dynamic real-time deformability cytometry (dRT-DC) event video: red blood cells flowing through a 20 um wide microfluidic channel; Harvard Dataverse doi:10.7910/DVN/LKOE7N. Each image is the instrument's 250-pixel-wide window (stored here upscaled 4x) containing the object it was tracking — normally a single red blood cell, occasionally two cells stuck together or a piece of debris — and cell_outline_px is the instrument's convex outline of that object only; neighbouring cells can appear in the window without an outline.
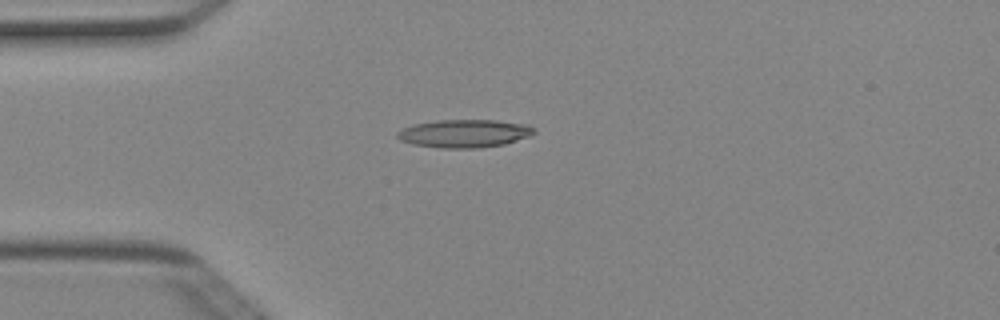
{"species": "Egyptian fruit bat (a non-hibernating species)", "species_latin": "Rousettus aegyptiacus", "temperature_condition": "cold", "stored_images_in_passage": 38, "camera_frame_rate_fps": 3000, "um_per_image_px": 0.085, "animal": {"sex": "female"}, "frame": {"image": 1, "passage_image": 1, "time_ms": 0.0, "image_size_px": [1000, 320], "cell_outline_px": [[536, 132], [528, 136], [504, 144], [480, 148], [440, 148], [416, 144], [400, 140], [396, 136], [396, 132], [412, 124], [436, 120], [496, 120], [528, 124], [536, 128]], "centroid_in_image_um": [39.48, 11.33], "position_along_channel_um": 45.5, "area_um2": 22.37}}
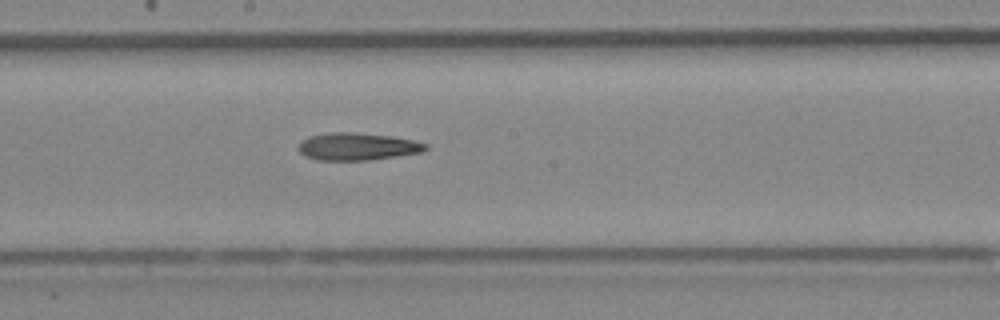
{"frame": {"image": 2, "passage_image": 15, "time_ms": 4.667, "image_size_px": [1000, 320], "cell_outline_px": [[428, 148], [420, 152], [368, 160], [316, 160], [304, 156], [296, 148], [308, 136], [332, 132], [352, 132], [392, 136], [412, 140], [428, 144]], "centroid_in_image_um": [30.34, 12.45], "position_along_channel_um": 217.9, "area_um2": 20.17}}
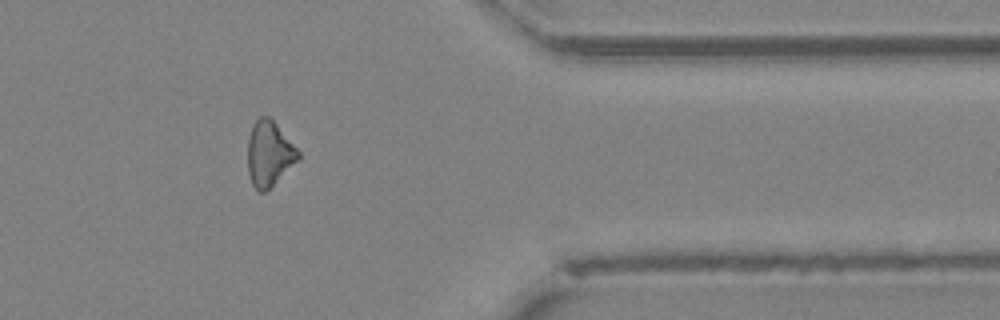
{"frame": {"image": 3, "passage_image": 29, "time_ms": 9.333, "image_size_px": [1000, 320], "cell_outline_px": [[300, 160], [264, 192], [260, 192], [252, 184], [248, 172], [248, 136], [252, 124], [260, 116], [272, 116], [300, 152]], "centroid_in_image_um": [22.9, 13.01], "position_along_channel_um": 388.5, "area_um2": 19.48}}